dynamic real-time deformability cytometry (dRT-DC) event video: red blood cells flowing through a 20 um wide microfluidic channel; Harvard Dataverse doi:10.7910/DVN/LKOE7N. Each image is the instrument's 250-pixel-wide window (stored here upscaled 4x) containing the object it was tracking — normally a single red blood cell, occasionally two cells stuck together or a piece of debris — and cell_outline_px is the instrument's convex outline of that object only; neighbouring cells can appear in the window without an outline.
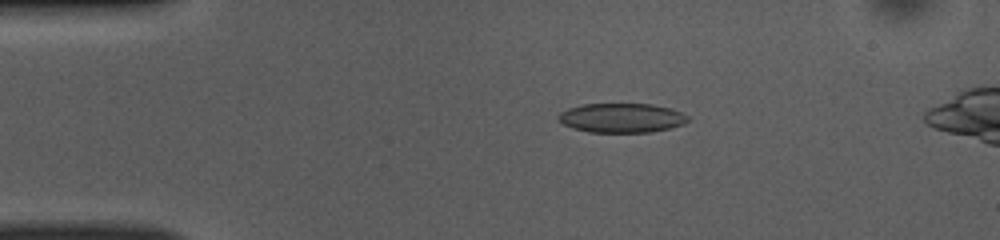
{"species": "common noctule bat (a hibernating species)", "species_latin": "Nyctalus noctula", "temperature_condition": "room temperature", "stored_images_in_passage": 49, "camera_frame_rate_fps": 3000, "um_per_image_px": 0.085, "animal": {"sex": "female", "body_mass_g": 10.0, "forearm_length_mm": 53.1}, "frame": {"image": 1, "passage_image": 8, "time_ms": 2.333, "image_size_px": [1000, 240], "cell_outline_px": [[688, 120], [684, 124], [652, 132], [588, 132], [572, 128], [556, 120], [556, 116], [560, 112], [568, 108], [584, 104], [652, 104], [668, 108], [680, 112], [688, 116]], "centroid_in_image_um": [52.78, 10.02], "position_along_channel_um": 32.2, "area_um2": 22.14}}
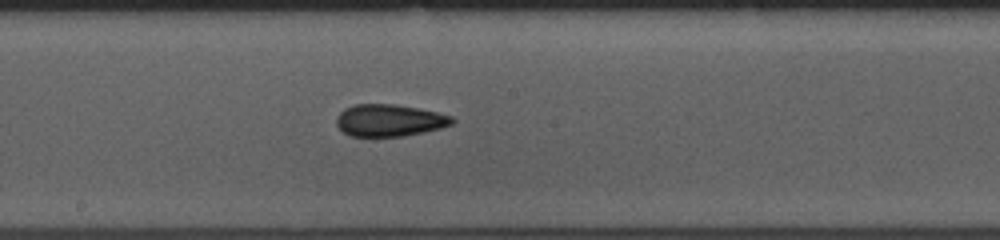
{"frame": {"image": 2, "passage_image": 25, "time_ms": 8.0, "image_size_px": [1000, 240], "cell_outline_px": [[456, 120], [452, 124], [440, 128], [424, 132], [404, 136], [352, 136], [344, 132], [336, 124], [336, 116], [344, 108], [352, 104], [396, 104], [420, 108], [452, 116]], "centroid_in_image_um": [33.1, 10.22], "position_along_channel_um": 215.1, "area_um2": 21.73}}
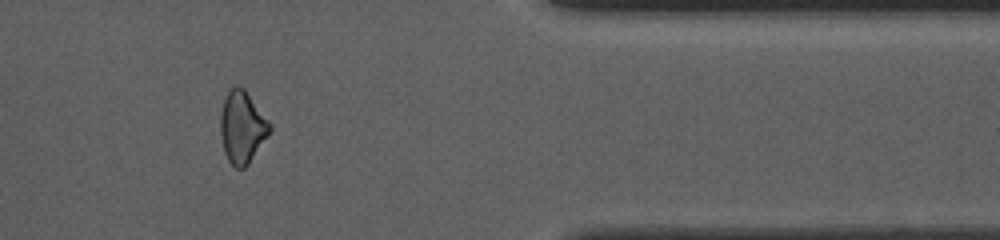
{"frame": {"image": 3, "passage_image": 40, "time_ms": 13.0, "image_size_px": [1000, 240], "cell_outline_px": [[272, 128], [248, 164], [244, 168], [236, 168], [228, 160], [224, 152], [220, 136], [220, 116], [224, 96], [236, 84], [244, 88], [272, 124]], "centroid_in_image_um": [20.57, 10.78], "position_along_channel_um": 390.8, "area_um2": 20.69}, "authors_computed_cell_mechanics": {"area_um2": 21.8484, "velocity_mm_per_s": 3.9631, "shape_relaxation_time_tau1_ms": 4.2415, "shape_relaxation_time_tau2_ms": 3.3408, "deformation_change_tau1": 0.0993, "deformation_change_tau2": 0.095}}